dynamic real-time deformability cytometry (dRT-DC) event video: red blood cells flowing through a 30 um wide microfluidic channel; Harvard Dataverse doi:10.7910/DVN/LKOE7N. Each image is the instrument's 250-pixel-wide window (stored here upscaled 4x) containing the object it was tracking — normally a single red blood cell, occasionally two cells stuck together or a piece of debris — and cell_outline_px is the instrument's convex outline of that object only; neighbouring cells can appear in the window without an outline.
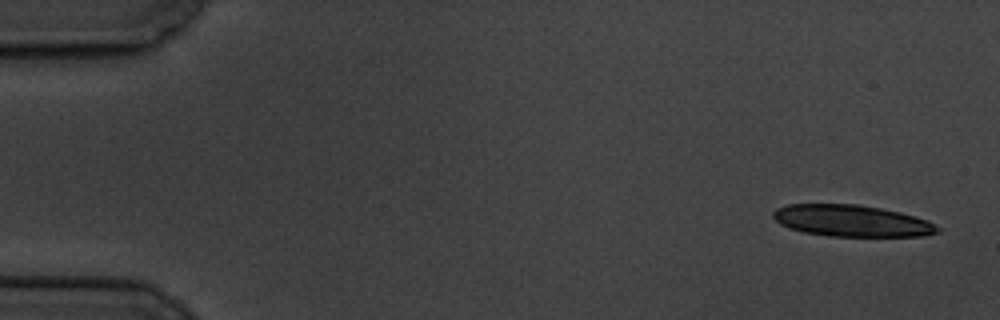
{"species": "common noctule bat (a hibernating species)", "species_latin": "Nyctalus noctula", "temperature_condition": "cold", "stored_images_in_passage": 5, "camera_frame_rate_fps": 3000, "um_per_image_px": 0.085, "animal": {"sex": "male", "body_mass_g": 19.5, "forearm_length_mm": 54.6}, "frame": {"image": 1, "passage_image": 1, "time_ms": 0.0, "image_size_px": [1000, 320], "cell_outline_px": [[940, 232], [924, 236], [828, 236], [804, 232], [780, 224], [772, 216], [772, 212], [776, 208], [788, 204], [860, 204], [900, 212], [928, 220], [940, 228]], "centroid_in_image_um": [72.41, 18.76], "position_along_channel_um": 12.6, "area_um2": 30.29}}